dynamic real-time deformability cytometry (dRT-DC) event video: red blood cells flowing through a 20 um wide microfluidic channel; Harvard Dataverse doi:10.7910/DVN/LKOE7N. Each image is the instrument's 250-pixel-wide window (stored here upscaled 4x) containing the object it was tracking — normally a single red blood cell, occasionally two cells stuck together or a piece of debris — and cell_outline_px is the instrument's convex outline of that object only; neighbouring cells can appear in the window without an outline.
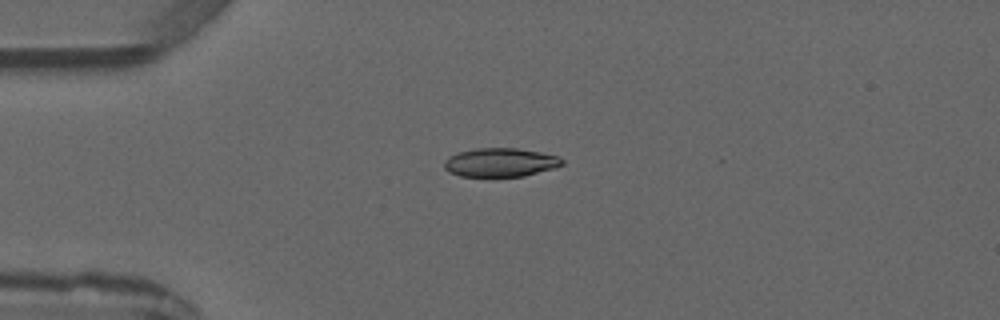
{"species": "common noctule bat (a hibernating species)", "species_latin": "Nyctalus noctula", "temperature_condition": "warm", "stored_images_in_passage": 5, "camera_frame_rate_fps": 3000, "um_per_image_px": 0.085, "animal": {"sex": "male", "forearm_length_mm": 52.5}, "frame": {"image": 1, "passage_image": 5, "time_ms": 5.0, "image_size_px": [1000, 320], "cell_outline_px": [[564, 164], [556, 168], [524, 176], [460, 176], [448, 172], [444, 168], [444, 160], [448, 156], [460, 152], [476, 148], [516, 148], [540, 152], [560, 156], [564, 160]], "centroid_in_image_um": [42.55, 13.8], "position_along_channel_um": 42.4, "area_um2": 19.88}}